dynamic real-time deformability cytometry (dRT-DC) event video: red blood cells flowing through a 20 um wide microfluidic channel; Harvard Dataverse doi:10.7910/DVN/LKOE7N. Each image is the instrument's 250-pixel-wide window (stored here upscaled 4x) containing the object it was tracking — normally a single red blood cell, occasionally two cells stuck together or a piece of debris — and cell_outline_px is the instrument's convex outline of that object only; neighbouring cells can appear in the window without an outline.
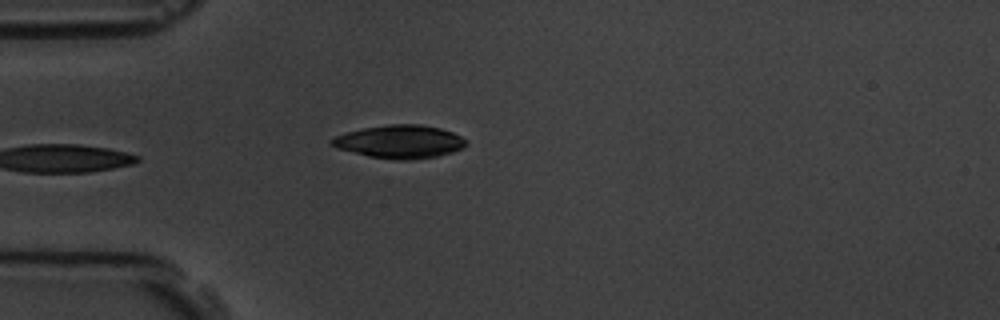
{"species": "common noctule bat (a hibernating species)", "species_latin": "Nyctalus noctula", "temperature_condition": "room temperature", "stored_images_in_passage": 4, "camera_frame_rate_fps": 3000, "um_per_image_px": 0.085, "animal": {"sex": "male", "body_mass_g": 19.5, "forearm_length_mm": 54.6}, "frame": {"image": 1, "passage_image": 4, "time_ms": 4.333, "image_size_px": [1000, 320], "cell_outline_px": [[468, 144], [464, 148], [452, 152], [436, 156], [408, 160], [392, 160], [368, 156], [336, 148], [328, 144], [328, 140], [344, 132], [364, 128], [388, 124], [420, 124], [440, 128], [452, 132], [468, 140]], "centroid_in_image_um": [33.96, 12.04], "position_along_channel_um": 51.0, "area_um2": 26.24}}